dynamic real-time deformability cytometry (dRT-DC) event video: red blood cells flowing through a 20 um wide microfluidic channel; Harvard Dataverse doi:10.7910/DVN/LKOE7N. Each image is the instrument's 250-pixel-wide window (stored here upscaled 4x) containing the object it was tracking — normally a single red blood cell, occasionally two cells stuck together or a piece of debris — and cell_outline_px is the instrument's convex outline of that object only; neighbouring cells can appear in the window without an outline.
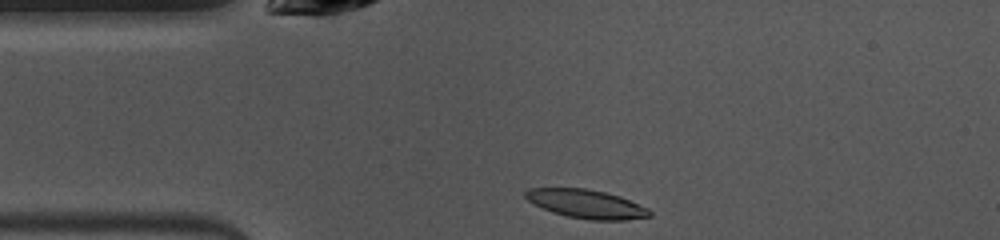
{"species": "common noctule bat (a hibernating species)", "species_latin": "Nyctalus noctula", "temperature_condition": "warm", "stored_images_in_passage": 40, "camera_frame_rate_fps": 3000, "um_per_image_px": 0.085, "animal": {"sex": "female", "body_mass_g": 10.0, "forearm_length_mm": 53.1}, "frame": {"image": 1, "passage_image": 1, "time_ms": 0.0, "image_size_px": [1000, 240], "cell_outline_px": [[652, 216], [628, 220], [588, 220], [568, 216], [552, 212], [528, 200], [524, 196], [524, 192], [528, 188], [584, 188], [604, 192], [620, 196], [648, 208], [652, 212]], "centroid_in_image_um": [49.87, 17.34], "position_along_channel_um": 35.1, "area_um2": 20.69}}
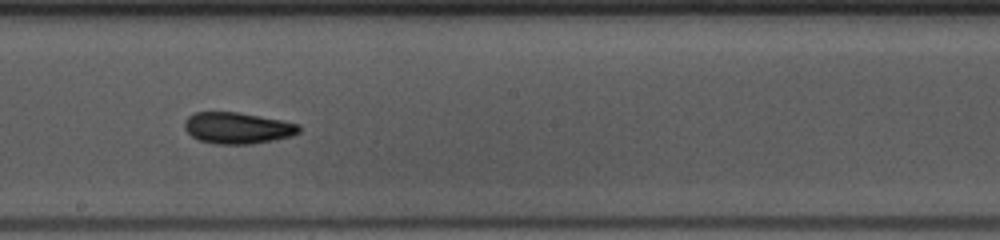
{"frame": {"image": 2, "passage_image": 17, "time_ms": 5.333, "image_size_px": [1000, 240], "cell_outline_px": [[300, 132], [292, 136], [252, 144], [216, 144], [200, 140], [192, 136], [184, 128], [184, 120], [188, 116], [196, 112], [236, 112], [284, 120], [300, 124]], "centroid_in_image_um": [20.2, 10.87], "position_along_channel_um": 228.0, "area_um2": 20.98}}
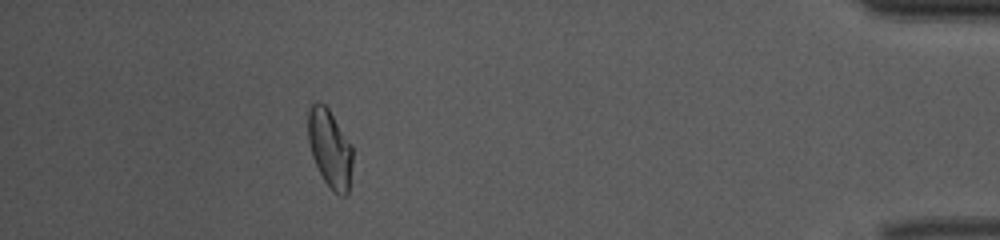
{"frame": {"image": 3, "passage_image": 35, "time_ms": 11.333, "image_size_px": [1000, 240], "cell_outline_px": [[352, 164], [348, 192], [344, 196], [340, 196], [332, 192], [324, 180], [312, 156], [308, 140], [308, 108], [316, 100], [324, 104], [328, 108], [352, 144]], "centroid_in_image_um": [28.04, 12.61], "position_along_channel_um": 407.2, "area_um2": 20.4}, "authors_computed_cell_mechanics": {"area_um2": 20.6924, "velocity_mm_per_s": 3.9948, "shape_relaxation_time_tau1_ms": 8.4183, "shape_relaxation_time_tau2_ms": 5.7624, "deformation_change_tau1": 0.2072, "deformation_change_tau2": 0.1004}}